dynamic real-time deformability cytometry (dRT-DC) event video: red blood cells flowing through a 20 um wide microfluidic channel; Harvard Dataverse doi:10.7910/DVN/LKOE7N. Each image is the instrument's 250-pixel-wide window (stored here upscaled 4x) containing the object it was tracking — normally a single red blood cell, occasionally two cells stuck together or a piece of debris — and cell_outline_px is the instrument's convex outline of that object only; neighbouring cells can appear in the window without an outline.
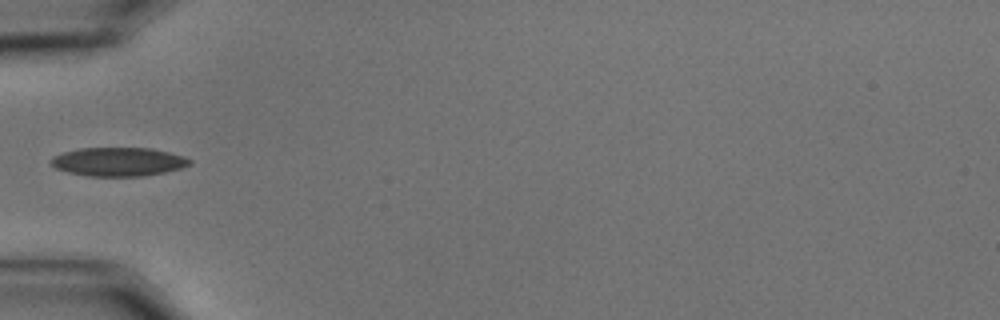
{"species": "common noctule bat (a hibernating species)", "species_latin": "Nyctalus noctula", "temperature_condition": "cold", "stored_images_in_passage": 39, "camera_frame_rate_fps": 3000, "um_per_image_px": 0.085, "animal": {"sex": "male", "body_mass_g": 15.6}, "frame": {"image": 1, "passage_image": 1, "time_ms": 0.0, "image_size_px": [1000, 320], "cell_outline_px": [[192, 164], [180, 168], [164, 172], [144, 176], [88, 176], [68, 172], [56, 168], [48, 160], [52, 156], [64, 152], [80, 148], [152, 148], [184, 156], [192, 160]], "centroid_in_image_um": [10.06, 13.74], "position_along_channel_um": 74.9, "area_um2": 23.24}}
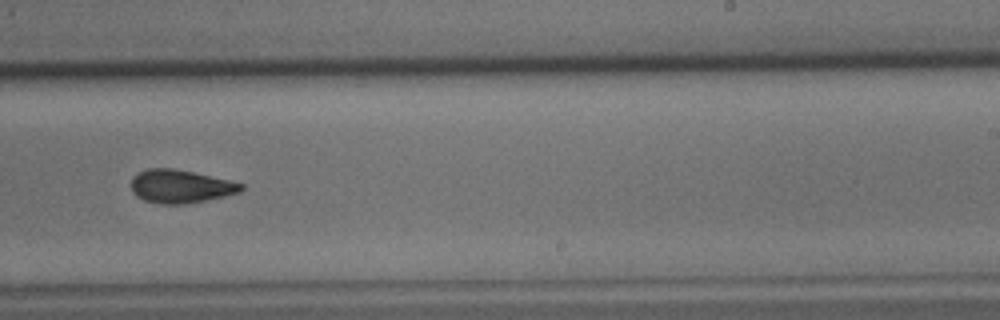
{"frame": {"image": 2, "passage_image": 18, "time_ms": 5.667, "image_size_px": [1000, 320], "cell_outline_px": [[244, 188], [240, 192], [224, 196], [184, 204], [160, 204], [144, 200], [136, 196], [132, 192], [132, 176], [148, 168], [172, 168], [192, 172], [228, 180], [244, 184]], "centroid_in_image_um": [15.32, 15.84], "position_along_channel_um": 273.7, "area_um2": 21.1}}
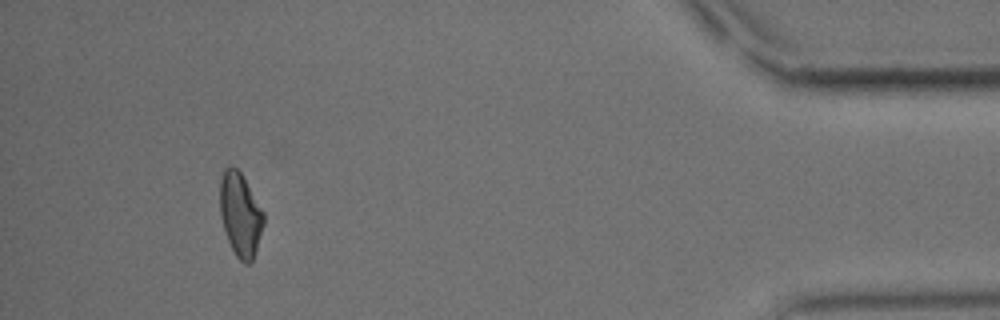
{"frame": {"image": 3, "passage_image": 35, "time_ms": 11.333, "image_size_px": [1000, 320], "cell_outline_px": [[264, 224], [252, 260], [248, 264], [244, 264], [236, 256], [228, 240], [220, 216], [220, 180], [224, 168], [236, 168], [240, 172], [264, 212]], "centroid_in_image_um": [20.42, 18.25], "position_along_channel_um": 414.8, "area_um2": 20.92}, "authors_computed_cell_mechanics": {"area_um2": 21.3282, "velocity_mm_per_s": 3.489, "shape_relaxation_time_tau1_ms": 5.8072, "shape_relaxation_time_tau2_ms": 7.5296, "deformation_change_tau1": 0.1506, "deformation_change_tau2": 0.1491}}